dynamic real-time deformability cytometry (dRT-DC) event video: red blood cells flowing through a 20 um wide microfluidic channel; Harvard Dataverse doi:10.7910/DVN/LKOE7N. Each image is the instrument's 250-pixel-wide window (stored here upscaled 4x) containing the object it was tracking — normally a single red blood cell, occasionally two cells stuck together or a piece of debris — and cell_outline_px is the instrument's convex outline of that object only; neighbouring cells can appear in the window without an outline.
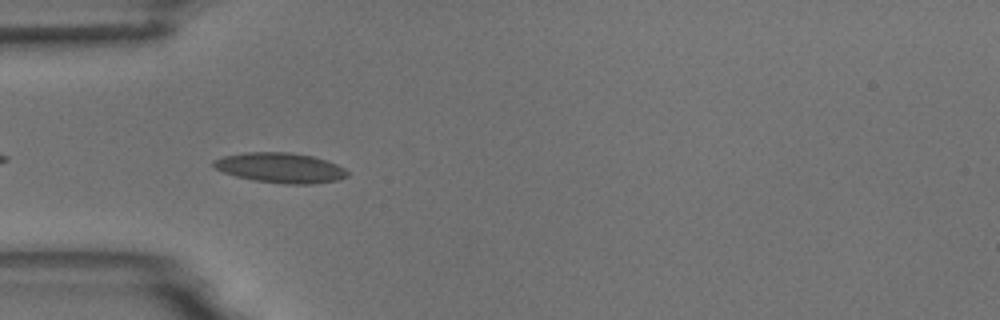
{"species": "common noctule bat (a hibernating species)", "species_latin": "Nyctalus noctula", "temperature_condition": "room temperature", "stored_images_in_passage": 6, "camera_frame_rate_fps": 3000, "um_per_image_px": 0.085, "animal": {"sex": "male", "body_mass_g": 18.8}, "frame": {"image": 1, "passage_image": 5, "time_ms": 4.667, "image_size_px": [1000, 320], "cell_outline_px": [[348, 176], [340, 180], [312, 184], [284, 184], [252, 180], [236, 176], [224, 172], [216, 168], [212, 164], [212, 160], [224, 156], [248, 152], [288, 152], [312, 156], [336, 164], [344, 168], [348, 172]], "centroid_in_image_um": [23.84, 14.27], "position_along_channel_um": 61.2, "area_um2": 23.41}}